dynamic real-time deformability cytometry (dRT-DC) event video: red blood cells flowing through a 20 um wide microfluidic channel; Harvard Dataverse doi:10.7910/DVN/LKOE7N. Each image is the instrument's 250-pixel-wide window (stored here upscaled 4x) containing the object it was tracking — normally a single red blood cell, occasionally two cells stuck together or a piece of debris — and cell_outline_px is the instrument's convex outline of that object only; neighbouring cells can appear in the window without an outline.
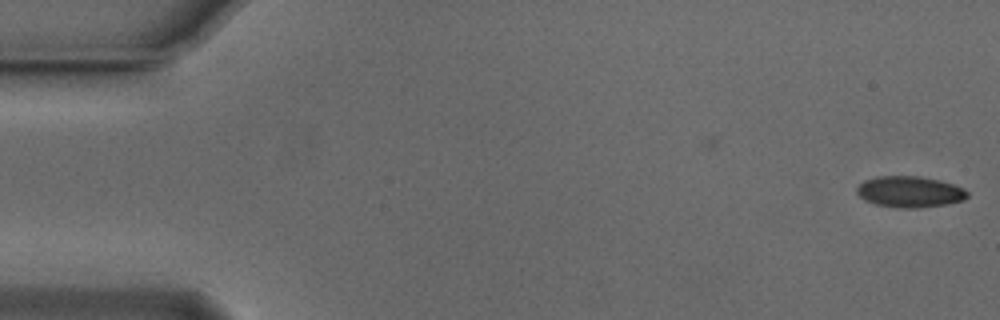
{"species": "Egyptian fruit bat (a non-hibernating species)", "species_latin": "Rousettus aegyptiacus", "temperature_condition": "cold", "stored_images_in_passage": 6, "camera_frame_rate_fps": 3000, "um_per_image_px": 0.085, "animal": {"sex": "male"}, "frame": {"image": 1, "passage_image": 6, "time_ms": 1.667, "image_size_px": [1000, 320], "cell_outline_px": [[968, 196], [964, 200], [944, 204], [916, 208], [904, 208], [876, 204], [864, 200], [856, 192], [856, 188], [864, 180], [876, 176], [920, 176], [940, 180], [964, 188], [968, 192]], "centroid_in_image_um": [77.32, 16.29], "position_along_channel_um": 7.7, "area_um2": 20.0}}